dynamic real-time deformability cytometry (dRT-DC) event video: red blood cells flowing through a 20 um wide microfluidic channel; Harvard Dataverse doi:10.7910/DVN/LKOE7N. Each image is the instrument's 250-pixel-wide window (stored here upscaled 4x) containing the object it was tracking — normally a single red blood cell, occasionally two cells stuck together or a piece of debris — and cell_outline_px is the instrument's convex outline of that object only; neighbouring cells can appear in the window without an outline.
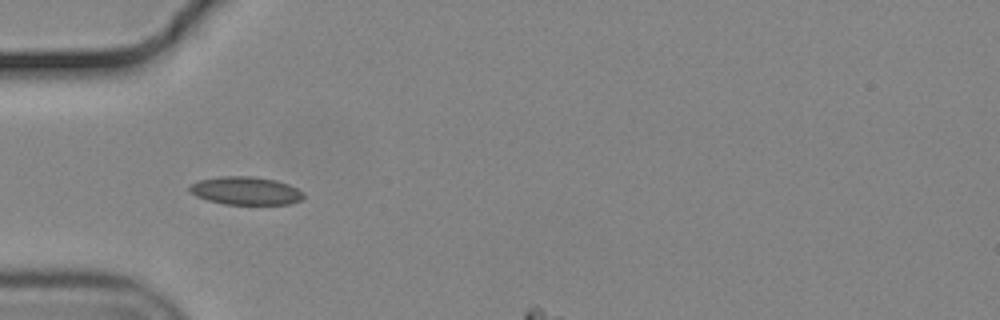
{"species": "common noctule bat (a hibernating species)", "species_latin": "Nyctalus noctula", "temperature_condition": "cold", "stored_images_in_passage": 4, "camera_frame_rate_fps": 3000, "um_per_image_px": 0.085, "animal": {"sex": "male", "body_mass_g": 19.2, "forearm_length_mm": 51.8}, "frame": {"image": 1, "passage_image": 1, "time_ms": 0.0, "image_size_px": [1000, 320], "cell_outline_px": [[304, 196], [300, 200], [292, 204], [224, 204], [208, 200], [196, 196], [188, 192], [188, 188], [192, 184], [200, 180], [220, 176], [252, 176], [276, 180], [288, 184], [304, 192]], "centroid_in_image_um": [20.88, 16.21], "position_along_channel_um": 64.1, "area_um2": 18.67}}